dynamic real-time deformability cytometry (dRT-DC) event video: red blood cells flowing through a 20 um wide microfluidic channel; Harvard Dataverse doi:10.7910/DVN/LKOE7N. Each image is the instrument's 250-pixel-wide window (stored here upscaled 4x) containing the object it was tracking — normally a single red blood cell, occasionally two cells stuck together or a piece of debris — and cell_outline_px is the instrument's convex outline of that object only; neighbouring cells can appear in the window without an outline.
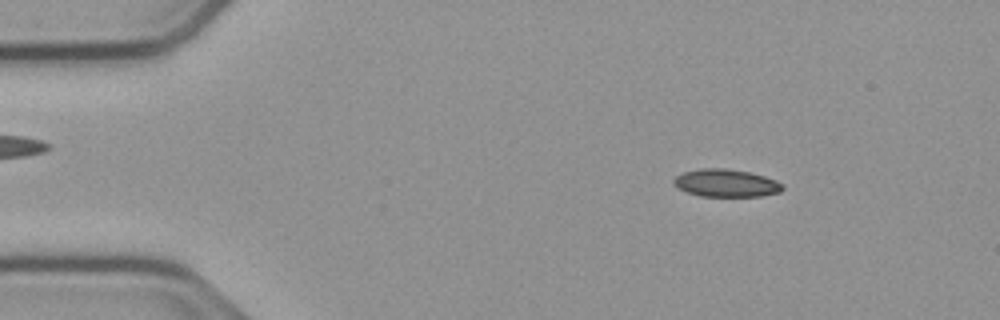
{"species": "common noctule bat (a hibernating species)", "species_latin": "Nyctalus noctula", "temperature_condition": "cold", "stored_images_in_passage": 16, "camera_frame_rate_fps": 3000, "um_per_image_px": 0.085, "animal": {"sex": "male", "body_mass_g": 23.1, "forearm_length_mm": 52.7}, "frame": {"image": 1, "passage_image": 7, "time_ms": 2.0, "image_size_px": [1000, 320], "cell_outline_px": [[784, 188], [780, 192], [760, 196], [700, 196], [676, 188], [672, 184], [672, 180], [676, 176], [684, 172], [704, 168], [724, 168], [748, 172], [764, 176], [776, 180], [784, 184]], "centroid_in_image_um": [61.7, 15.56], "position_along_channel_um": 23.3, "area_um2": 17.57}}
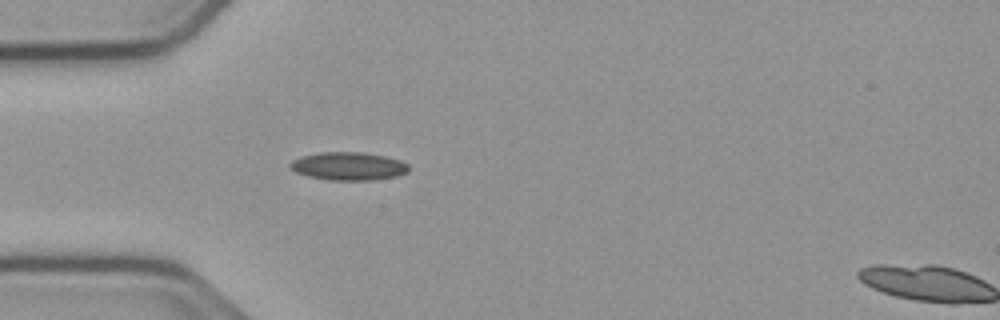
{"frame": {"image": 2, "passage_image": 15, "time_ms": 4.667, "image_size_px": [1000, 320], "cell_outline_px": [[408, 172], [396, 176], [372, 180], [328, 180], [308, 176], [296, 172], [288, 164], [292, 160], [304, 156], [320, 152], [360, 152], [384, 156], [400, 160], [408, 164]], "centroid_in_image_um": [29.62, 14.13], "position_along_channel_um": 55.4, "area_um2": 19.25}}